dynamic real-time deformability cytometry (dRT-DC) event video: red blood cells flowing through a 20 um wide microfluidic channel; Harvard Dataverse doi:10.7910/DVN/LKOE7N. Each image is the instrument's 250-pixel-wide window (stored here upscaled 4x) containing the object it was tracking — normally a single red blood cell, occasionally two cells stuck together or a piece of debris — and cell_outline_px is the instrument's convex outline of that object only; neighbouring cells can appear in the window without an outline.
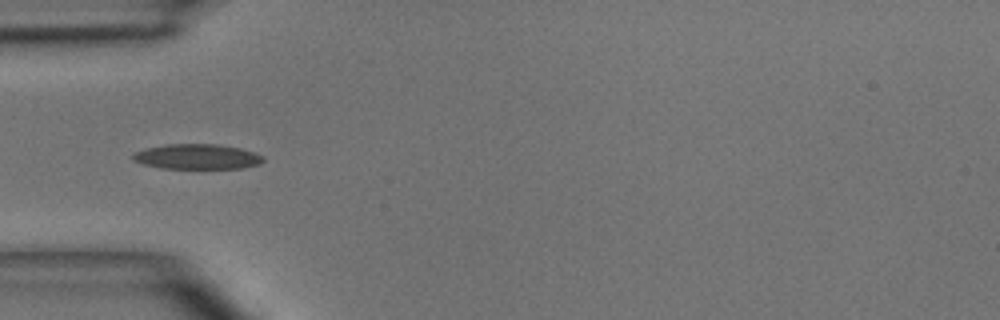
{"species": "common noctule bat (a hibernating species)", "species_latin": "Nyctalus noctula", "temperature_condition": "room temperature", "stored_images_in_passage": 4, "camera_frame_rate_fps": 3000, "um_per_image_px": 0.085, "animal": {"sex": "male", "body_mass_g": 15.6}, "frame": {"image": 1, "passage_image": 4, "time_ms": 3.333, "image_size_px": [1000, 320], "cell_outline_px": [[264, 160], [260, 164], [240, 168], [160, 168], [144, 164], [132, 160], [132, 152], [144, 148], [164, 144], [216, 144], [240, 148], [264, 156]], "centroid_in_image_um": [16.7, 13.31], "position_along_channel_um": 68.3, "area_um2": 19.13}}